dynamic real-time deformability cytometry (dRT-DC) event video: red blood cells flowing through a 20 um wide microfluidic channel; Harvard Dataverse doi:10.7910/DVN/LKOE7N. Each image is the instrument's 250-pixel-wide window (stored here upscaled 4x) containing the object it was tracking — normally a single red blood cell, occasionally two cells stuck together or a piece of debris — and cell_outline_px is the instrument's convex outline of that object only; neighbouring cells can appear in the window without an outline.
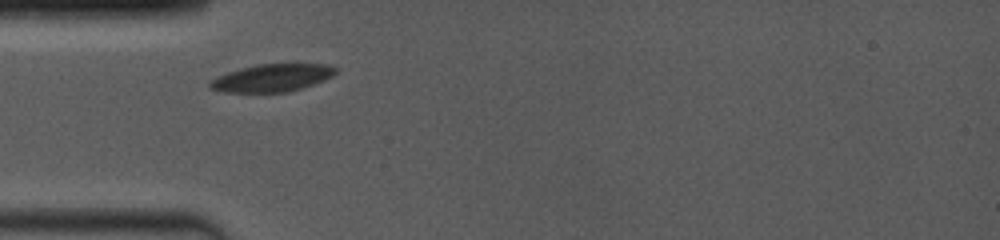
{"species": "common noctule bat (a hibernating species)", "species_latin": "Nyctalus noctula", "temperature_condition": "room temperature", "stored_images_in_passage": 39, "camera_frame_rate_fps": 4000, "um_per_image_px": 0.085, "animal": {"sex": "female", "body_mass_g": 19.0, "forearm_length_mm": 53.3}, "frame": {"image": 1, "passage_image": 1, "time_ms": 0.0, "image_size_px": [1000, 240], "cell_outline_px": [[336, 72], [332, 76], [324, 80], [288, 92], [224, 92], [208, 88], [208, 80], [216, 76], [240, 68], [260, 64], [328, 64], [336, 68]], "centroid_in_image_um": [23.06, 6.62], "position_along_channel_um": 61.9, "area_um2": 20.17}}
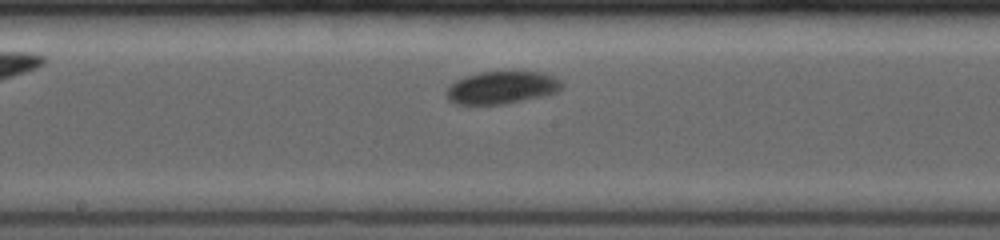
{"frame": {"image": 2, "passage_image": 16, "time_ms": 3.75, "image_size_px": [1000, 240], "cell_outline_px": [[564, 84], [556, 92], [540, 96], [504, 104], [456, 104], [448, 100], [444, 96], [448, 88], [456, 80], [464, 76], [480, 72], [540, 72], [552, 76], [560, 80]], "centroid_in_image_um": [42.6, 7.44], "position_along_channel_um": 205.6, "area_um2": 21.68}}
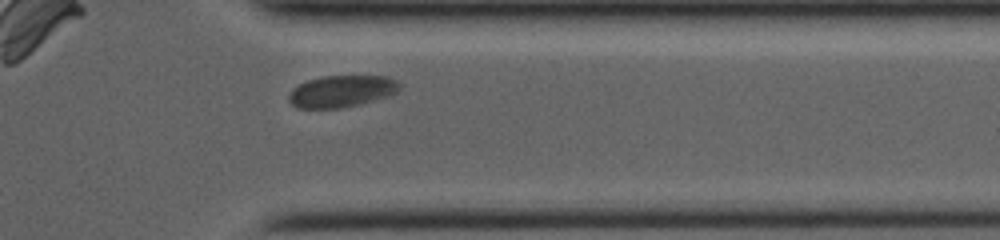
{"frame": {"image": 3, "passage_image": 34, "time_ms": 8.25, "image_size_px": [1000, 240], "cell_outline_px": [[400, 88], [396, 92], [388, 96], [360, 104], [340, 108], [296, 108], [288, 100], [288, 96], [292, 88], [308, 80], [324, 76], [388, 76], [396, 80], [400, 84]], "centroid_in_image_um": [29.03, 7.76], "position_along_channel_um": 382.4, "area_um2": 20.52}, "authors_computed_cell_mechanics": {"area_um2": 22.0218, "velocity_mm_per_s": 3.8855, "shape_relaxation_time_tau1_ms": 2.1778, "shape_relaxation_time_tau2_ms": null, "deformation_change_tau1": 0.0733, "deformation_change_tau2": null}}